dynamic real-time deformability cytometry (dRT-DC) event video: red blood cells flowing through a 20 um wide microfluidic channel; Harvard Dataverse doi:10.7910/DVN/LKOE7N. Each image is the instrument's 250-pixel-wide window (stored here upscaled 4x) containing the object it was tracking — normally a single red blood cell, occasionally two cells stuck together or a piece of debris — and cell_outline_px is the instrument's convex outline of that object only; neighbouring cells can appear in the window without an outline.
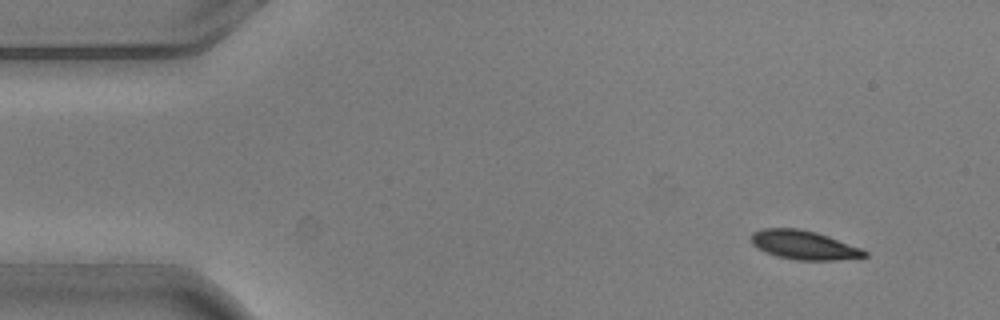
{"species": "common noctule bat (a hibernating species)", "species_latin": "Nyctalus noctula", "temperature_condition": "warm", "stored_images_in_passage": 5, "camera_frame_rate_fps": 3000, "um_per_image_px": 0.085, "animal": {"sex": "male", "body_mass_g": 20.5, "forearm_length_mm": 52.5}, "frame": {"image": 1, "passage_image": 2, "time_ms": 0.333, "image_size_px": [1000, 320], "cell_outline_px": [[868, 256], [836, 260], [796, 260], [776, 256], [756, 248], [752, 244], [752, 232], [764, 228], [800, 228], [816, 232], [828, 236], [860, 248], [868, 252]], "centroid_in_image_um": [68.31, 20.82], "position_along_channel_um": 16.7, "area_um2": 19.07}}
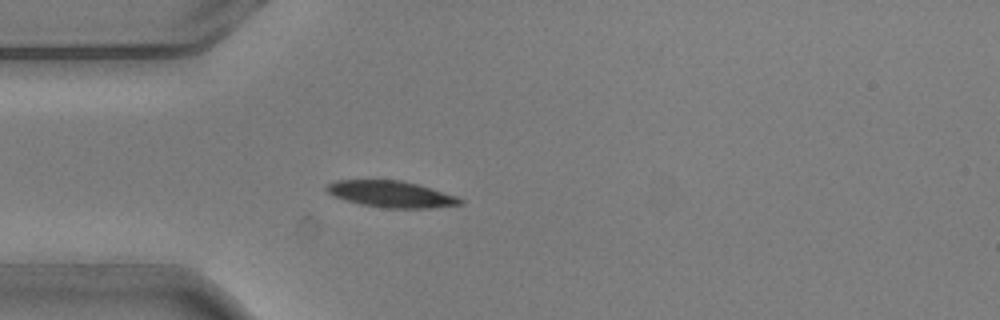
{"frame": {"image": 2, "passage_image": 5, "time_ms": 1.333, "image_size_px": [1000, 320], "cell_outline_px": [[464, 204], [432, 208], [384, 208], [360, 204], [332, 196], [324, 188], [328, 184], [336, 180], [400, 180], [416, 184], [456, 196], [464, 200]], "centroid_in_image_um": [33.23, 16.51], "position_along_channel_um": 51.8, "area_um2": 20.52}}